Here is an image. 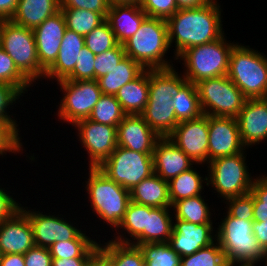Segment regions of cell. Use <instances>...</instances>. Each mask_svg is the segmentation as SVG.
Wrapping results in <instances>:
<instances>
[{
    "instance_id": "obj_18",
    "label": "cell",
    "mask_w": 267,
    "mask_h": 266,
    "mask_svg": "<svg viewBox=\"0 0 267 266\" xmlns=\"http://www.w3.org/2000/svg\"><path fill=\"white\" fill-rule=\"evenodd\" d=\"M236 120L247 150L267 141V98L247 99Z\"/></svg>"
},
{
    "instance_id": "obj_34",
    "label": "cell",
    "mask_w": 267,
    "mask_h": 266,
    "mask_svg": "<svg viewBox=\"0 0 267 266\" xmlns=\"http://www.w3.org/2000/svg\"><path fill=\"white\" fill-rule=\"evenodd\" d=\"M172 98L178 122L196 119L203 114L196 84L188 81Z\"/></svg>"
},
{
    "instance_id": "obj_42",
    "label": "cell",
    "mask_w": 267,
    "mask_h": 266,
    "mask_svg": "<svg viewBox=\"0 0 267 266\" xmlns=\"http://www.w3.org/2000/svg\"><path fill=\"white\" fill-rule=\"evenodd\" d=\"M22 96L25 97V95H23L15 86L0 83V121L9 122L19 133L21 131L19 123L16 121L17 118H15L16 114H13V112H10L9 110L14 109V104L16 106V103L22 101Z\"/></svg>"
},
{
    "instance_id": "obj_32",
    "label": "cell",
    "mask_w": 267,
    "mask_h": 266,
    "mask_svg": "<svg viewBox=\"0 0 267 266\" xmlns=\"http://www.w3.org/2000/svg\"><path fill=\"white\" fill-rule=\"evenodd\" d=\"M204 198L205 196L201 194L175 202L172 205L173 219H181L195 224H214L217 219H212V215L215 213L211 212H215V209L213 210L211 205L206 203L208 199Z\"/></svg>"
},
{
    "instance_id": "obj_29",
    "label": "cell",
    "mask_w": 267,
    "mask_h": 266,
    "mask_svg": "<svg viewBox=\"0 0 267 266\" xmlns=\"http://www.w3.org/2000/svg\"><path fill=\"white\" fill-rule=\"evenodd\" d=\"M147 214H150V206L131 201L121 224L113 233L114 238L112 237L111 240L123 244H132L144 230H147Z\"/></svg>"
},
{
    "instance_id": "obj_58",
    "label": "cell",
    "mask_w": 267,
    "mask_h": 266,
    "mask_svg": "<svg viewBox=\"0 0 267 266\" xmlns=\"http://www.w3.org/2000/svg\"><path fill=\"white\" fill-rule=\"evenodd\" d=\"M111 5H138L140 6L141 0H108Z\"/></svg>"
},
{
    "instance_id": "obj_53",
    "label": "cell",
    "mask_w": 267,
    "mask_h": 266,
    "mask_svg": "<svg viewBox=\"0 0 267 266\" xmlns=\"http://www.w3.org/2000/svg\"><path fill=\"white\" fill-rule=\"evenodd\" d=\"M19 0H0V20H10Z\"/></svg>"
},
{
    "instance_id": "obj_13",
    "label": "cell",
    "mask_w": 267,
    "mask_h": 266,
    "mask_svg": "<svg viewBox=\"0 0 267 266\" xmlns=\"http://www.w3.org/2000/svg\"><path fill=\"white\" fill-rule=\"evenodd\" d=\"M81 148L84 147L87 167H99L117 148V126L104 125L88 118L77 121L74 125Z\"/></svg>"
},
{
    "instance_id": "obj_1",
    "label": "cell",
    "mask_w": 267,
    "mask_h": 266,
    "mask_svg": "<svg viewBox=\"0 0 267 266\" xmlns=\"http://www.w3.org/2000/svg\"><path fill=\"white\" fill-rule=\"evenodd\" d=\"M218 1L212 0L200 7L178 9L166 19L169 44L171 51L174 50L173 60L177 61L186 49L216 41L225 34L221 15L223 9Z\"/></svg>"
},
{
    "instance_id": "obj_4",
    "label": "cell",
    "mask_w": 267,
    "mask_h": 266,
    "mask_svg": "<svg viewBox=\"0 0 267 266\" xmlns=\"http://www.w3.org/2000/svg\"><path fill=\"white\" fill-rule=\"evenodd\" d=\"M88 178L85 180V192L92 213L98 219L107 223L112 232L121 224L125 212L131 202L130 190L115 183L98 167H89ZM114 229V230H113Z\"/></svg>"
},
{
    "instance_id": "obj_60",
    "label": "cell",
    "mask_w": 267,
    "mask_h": 266,
    "mask_svg": "<svg viewBox=\"0 0 267 266\" xmlns=\"http://www.w3.org/2000/svg\"><path fill=\"white\" fill-rule=\"evenodd\" d=\"M262 262L265 264L264 266H267V250L265 251L264 259Z\"/></svg>"
},
{
    "instance_id": "obj_7",
    "label": "cell",
    "mask_w": 267,
    "mask_h": 266,
    "mask_svg": "<svg viewBox=\"0 0 267 266\" xmlns=\"http://www.w3.org/2000/svg\"><path fill=\"white\" fill-rule=\"evenodd\" d=\"M227 77L247 99L267 98V55L238 42L230 54Z\"/></svg>"
},
{
    "instance_id": "obj_59",
    "label": "cell",
    "mask_w": 267,
    "mask_h": 266,
    "mask_svg": "<svg viewBox=\"0 0 267 266\" xmlns=\"http://www.w3.org/2000/svg\"><path fill=\"white\" fill-rule=\"evenodd\" d=\"M85 266H95V250L92 252L91 258Z\"/></svg>"
},
{
    "instance_id": "obj_57",
    "label": "cell",
    "mask_w": 267,
    "mask_h": 266,
    "mask_svg": "<svg viewBox=\"0 0 267 266\" xmlns=\"http://www.w3.org/2000/svg\"><path fill=\"white\" fill-rule=\"evenodd\" d=\"M212 0H176L179 9L203 6Z\"/></svg>"
},
{
    "instance_id": "obj_15",
    "label": "cell",
    "mask_w": 267,
    "mask_h": 266,
    "mask_svg": "<svg viewBox=\"0 0 267 266\" xmlns=\"http://www.w3.org/2000/svg\"><path fill=\"white\" fill-rule=\"evenodd\" d=\"M167 137L195 164H208V115L179 122Z\"/></svg>"
},
{
    "instance_id": "obj_24",
    "label": "cell",
    "mask_w": 267,
    "mask_h": 266,
    "mask_svg": "<svg viewBox=\"0 0 267 266\" xmlns=\"http://www.w3.org/2000/svg\"><path fill=\"white\" fill-rule=\"evenodd\" d=\"M148 16L138 5H111L106 21L119 44L133 36Z\"/></svg>"
},
{
    "instance_id": "obj_8",
    "label": "cell",
    "mask_w": 267,
    "mask_h": 266,
    "mask_svg": "<svg viewBox=\"0 0 267 266\" xmlns=\"http://www.w3.org/2000/svg\"><path fill=\"white\" fill-rule=\"evenodd\" d=\"M246 149L242 153L218 157L207 166V187L211 186L213 193L219 199L225 200L249 193L254 181V175L249 173ZM247 160V161H246Z\"/></svg>"
},
{
    "instance_id": "obj_54",
    "label": "cell",
    "mask_w": 267,
    "mask_h": 266,
    "mask_svg": "<svg viewBox=\"0 0 267 266\" xmlns=\"http://www.w3.org/2000/svg\"><path fill=\"white\" fill-rule=\"evenodd\" d=\"M91 257L52 258V266H85Z\"/></svg>"
},
{
    "instance_id": "obj_46",
    "label": "cell",
    "mask_w": 267,
    "mask_h": 266,
    "mask_svg": "<svg viewBox=\"0 0 267 266\" xmlns=\"http://www.w3.org/2000/svg\"><path fill=\"white\" fill-rule=\"evenodd\" d=\"M224 208L232 217L254 221L253 217V193L250 191L244 195L236 196L225 200Z\"/></svg>"
},
{
    "instance_id": "obj_55",
    "label": "cell",
    "mask_w": 267,
    "mask_h": 266,
    "mask_svg": "<svg viewBox=\"0 0 267 266\" xmlns=\"http://www.w3.org/2000/svg\"><path fill=\"white\" fill-rule=\"evenodd\" d=\"M95 266H115V260L100 245L95 249Z\"/></svg>"
},
{
    "instance_id": "obj_49",
    "label": "cell",
    "mask_w": 267,
    "mask_h": 266,
    "mask_svg": "<svg viewBox=\"0 0 267 266\" xmlns=\"http://www.w3.org/2000/svg\"><path fill=\"white\" fill-rule=\"evenodd\" d=\"M110 4L108 0H60V8H78L100 13L105 19Z\"/></svg>"
},
{
    "instance_id": "obj_16",
    "label": "cell",
    "mask_w": 267,
    "mask_h": 266,
    "mask_svg": "<svg viewBox=\"0 0 267 266\" xmlns=\"http://www.w3.org/2000/svg\"><path fill=\"white\" fill-rule=\"evenodd\" d=\"M208 129V162L242 153L246 149L240 138L236 118L208 115Z\"/></svg>"
},
{
    "instance_id": "obj_2",
    "label": "cell",
    "mask_w": 267,
    "mask_h": 266,
    "mask_svg": "<svg viewBox=\"0 0 267 266\" xmlns=\"http://www.w3.org/2000/svg\"><path fill=\"white\" fill-rule=\"evenodd\" d=\"M175 67L149 69L148 102L141 116L160 137H167L179 123L172 97L188 82Z\"/></svg>"
},
{
    "instance_id": "obj_45",
    "label": "cell",
    "mask_w": 267,
    "mask_h": 266,
    "mask_svg": "<svg viewBox=\"0 0 267 266\" xmlns=\"http://www.w3.org/2000/svg\"><path fill=\"white\" fill-rule=\"evenodd\" d=\"M21 137L9 122L0 121V157L4 158L7 153L23 155L25 148H23L24 142L22 143Z\"/></svg>"
},
{
    "instance_id": "obj_28",
    "label": "cell",
    "mask_w": 267,
    "mask_h": 266,
    "mask_svg": "<svg viewBox=\"0 0 267 266\" xmlns=\"http://www.w3.org/2000/svg\"><path fill=\"white\" fill-rule=\"evenodd\" d=\"M149 69L139 77L122 86L116 96L126 115H141L148 102Z\"/></svg>"
},
{
    "instance_id": "obj_37",
    "label": "cell",
    "mask_w": 267,
    "mask_h": 266,
    "mask_svg": "<svg viewBox=\"0 0 267 266\" xmlns=\"http://www.w3.org/2000/svg\"><path fill=\"white\" fill-rule=\"evenodd\" d=\"M98 241H100V246L115 260V266H145L143 254L138 246L110 239L105 242L98 238Z\"/></svg>"
},
{
    "instance_id": "obj_23",
    "label": "cell",
    "mask_w": 267,
    "mask_h": 266,
    "mask_svg": "<svg viewBox=\"0 0 267 266\" xmlns=\"http://www.w3.org/2000/svg\"><path fill=\"white\" fill-rule=\"evenodd\" d=\"M85 47L84 36L69 29L65 30L61 46L54 63L45 71L44 79L55 82L65 79L75 67L80 51Z\"/></svg>"
},
{
    "instance_id": "obj_22",
    "label": "cell",
    "mask_w": 267,
    "mask_h": 266,
    "mask_svg": "<svg viewBox=\"0 0 267 266\" xmlns=\"http://www.w3.org/2000/svg\"><path fill=\"white\" fill-rule=\"evenodd\" d=\"M154 173L163 180L169 182L180 173L196 167L206 166L195 164L179 147H177L168 137H161L155 145L153 151ZM198 165V166H197Z\"/></svg>"
},
{
    "instance_id": "obj_10",
    "label": "cell",
    "mask_w": 267,
    "mask_h": 266,
    "mask_svg": "<svg viewBox=\"0 0 267 266\" xmlns=\"http://www.w3.org/2000/svg\"><path fill=\"white\" fill-rule=\"evenodd\" d=\"M196 87L202 112L206 115L236 118L247 100L227 75L203 79Z\"/></svg>"
},
{
    "instance_id": "obj_31",
    "label": "cell",
    "mask_w": 267,
    "mask_h": 266,
    "mask_svg": "<svg viewBox=\"0 0 267 266\" xmlns=\"http://www.w3.org/2000/svg\"><path fill=\"white\" fill-rule=\"evenodd\" d=\"M194 167L195 166L180 173L168 182L171 205L179 200L204 194V185H208L207 176L205 174L204 177V174L200 173L197 168ZM201 174H203V177Z\"/></svg>"
},
{
    "instance_id": "obj_17",
    "label": "cell",
    "mask_w": 267,
    "mask_h": 266,
    "mask_svg": "<svg viewBox=\"0 0 267 266\" xmlns=\"http://www.w3.org/2000/svg\"><path fill=\"white\" fill-rule=\"evenodd\" d=\"M169 245L180 256H189L216 241L214 224H195L181 219H173Z\"/></svg>"
},
{
    "instance_id": "obj_40",
    "label": "cell",
    "mask_w": 267,
    "mask_h": 266,
    "mask_svg": "<svg viewBox=\"0 0 267 266\" xmlns=\"http://www.w3.org/2000/svg\"><path fill=\"white\" fill-rule=\"evenodd\" d=\"M0 83L15 86L23 95L34 86L15 66L13 59L0 47Z\"/></svg>"
},
{
    "instance_id": "obj_9",
    "label": "cell",
    "mask_w": 267,
    "mask_h": 266,
    "mask_svg": "<svg viewBox=\"0 0 267 266\" xmlns=\"http://www.w3.org/2000/svg\"><path fill=\"white\" fill-rule=\"evenodd\" d=\"M0 47L9 54L17 69L34 86L40 79L44 80L46 70L38 60L33 29L11 20H0Z\"/></svg>"
},
{
    "instance_id": "obj_6",
    "label": "cell",
    "mask_w": 267,
    "mask_h": 266,
    "mask_svg": "<svg viewBox=\"0 0 267 266\" xmlns=\"http://www.w3.org/2000/svg\"><path fill=\"white\" fill-rule=\"evenodd\" d=\"M226 35L216 41L186 49L177 58L176 62L183 65V71L180 72L189 82L196 84L203 79L227 75L230 54L238 42L228 41Z\"/></svg>"
},
{
    "instance_id": "obj_56",
    "label": "cell",
    "mask_w": 267,
    "mask_h": 266,
    "mask_svg": "<svg viewBox=\"0 0 267 266\" xmlns=\"http://www.w3.org/2000/svg\"><path fill=\"white\" fill-rule=\"evenodd\" d=\"M0 266H25L23 254H2Z\"/></svg>"
},
{
    "instance_id": "obj_52",
    "label": "cell",
    "mask_w": 267,
    "mask_h": 266,
    "mask_svg": "<svg viewBox=\"0 0 267 266\" xmlns=\"http://www.w3.org/2000/svg\"><path fill=\"white\" fill-rule=\"evenodd\" d=\"M253 234L264 251L267 250V223L253 221Z\"/></svg>"
},
{
    "instance_id": "obj_12",
    "label": "cell",
    "mask_w": 267,
    "mask_h": 266,
    "mask_svg": "<svg viewBox=\"0 0 267 266\" xmlns=\"http://www.w3.org/2000/svg\"><path fill=\"white\" fill-rule=\"evenodd\" d=\"M152 154L135 152L117 146L98 168L115 183L131 190L143 179L154 174Z\"/></svg>"
},
{
    "instance_id": "obj_11",
    "label": "cell",
    "mask_w": 267,
    "mask_h": 266,
    "mask_svg": "<svg viewBox=\"0 0 267 266\" xmlns=\"http://www.w3.org/2000/svg\"><path fill=\"white\" fill-rule=\"evenodd\" d=\"M57 86L60 87L63 97H60L59 106H56L57 114L54 112V115H57L58 121L62 124L71 126L81 119L88 118L103 94L97 80L63 79L57 81Z\"/></svg>"
},
{
    "instance_id": "obj_43",
    "label": "cell",
    "mask_w": 267,
    "mask_h": 266,
    "mask_svg": "<svg viewBox=\"0 0 267 266\" xmlns=\"http://www.w3.org/2000/svg\"><path fill=\"white\" fill-rule=\"evenodd\" d=\"M256 175L252 183L254 221L267 223V174Z\"/></svg>"
},
{
    "instance_id": "obj_33",
    "label": "cell",
    "mask_w": 267,
    "mask_h": 266,
    "mask_svg": "<svg viewBox=\"0 0 267 266\" xmlns=\"http://www.w3.org/2000/svg\"><path fill=\"white\" fill-rule=\"evenodd\" d=\"M86 232L83 230L72 240L55 242L49 247L52 258L91 257L92 252L100 245V241L92 239Z\"/></svg>"
},
{
    "instance_id": "obj_30",
    "label": "cell",
    "mask_w": 267,
    "mask_h": 266,
    "mask_svg": "<svg viewBox=\"0 0 267 266\" xmlns=\"http://www.w3.org/2000/svg\"><path fill=\"white\" fill-rule=\"evenodd\" d=\"M145 70L140 63L125 56L117 67L98 78L97 82L103 94L115 96L122 86L139 77Z\"/></svg>"
},
{
    "instance_id": "obj_47",
    "label": "cell",
    "mask_w": 267,
    "mask_h": 266,
    "mask_svg": "<svg viewBox=\"0 0 267 266\" xmlns=\"http://www.w3.org/2000/svg\"><path fill=\"white\" fill-rule=\"evenodd\" d=\"M95 56L86 46L83 47L74 70L65 79L72 81L94 80Z\"/></svg>"
},
{
    "instance_id": "obj_27",
    "label": "cell",
    "mask_w": 267,
    "mask_h": 266,
    "mask_svg": "<svg viewBox=\"0 0 267 266\" xmlns=\"http://www.w3.org/2000/svg\"><path fill=\"white\" fill-rule=\"evenodd\" d=\"M173 218L172 207L150 206V214H147V230H144L132 245L169 242Z\"/></svg>"
},
{
    "instance_id": "obj_36",
    "label": "cell",
    "mask_w": 267,
    "mask_h": 266,
    "mask_svg": "<svg viewBox=\"0 0 267 266\" xmlns=\"http://www.w3.org/2000/svg\"><path fill=\"white\" fill-rule=\"evenodd\" d=\"M125 116L116 96L102 94L88 119L104 125L118 126Z\"/></svg>"
},
{
    "instance_id": "obj_20",
    "label": "cell",
    "mask_w": 267,
    "mask_h": 266,
    "mask_svg": "<svg viewBox=\"0 0 267 266\" xmlns=\"http://www.w3.org/2000/svg\"><path fill=\"white\" fill-rule=\"evenodd\" d=\"M160 138L141 115H126L117 126V146L135 152L153 153Z\"/></svg>"
},
{
    "instance_id": "obj_3",
    "label": "cell",
    "mask_w": 267,
    "mask_h": 266,
    "mask_svg": "<svg viewBox=\"0 0 267 266\" xmlns=\"http://www.w3.org/2000/svg\"><path fill=\"white\" fill-rule=\"evenodd\" d=\"M216 225V241L228 266H256L265 251L253 234V221L232 217L227 211Z\"/></svg>"
},
{
    "instance_id": "obj_14",
    "label": "cell",
    "mask_w": 267,
    "mask_h": 266,
    "mask_svg": "<svg viewBox=\"0 0 267 266\" xmlns=\"http://www.w3.org/2000/svg\"><path fill=\"white\" fill-rule=\"evenodd\" d=\"M20 210L31 223L35 246L49 248L55 242L75 239L83 230L82 225L79 228L77 222L67 220L65 215L54 214L56 212L44 214L40 209L36 211V208L30 209L22 204Z\"/></svg>"
},
{
    "instance_id": "obj_41",
    "label": "cell",
    "mask_w": 267,
    "mask_h": 266,
    "mask_svg": "<svg viewBox=\"0 0 267 266\" xmlns=\"http://www.w3.org/2000/svg\"><path fill=\"white\" fill-rule=\"evenodd\" d=\"M85 46L95 55L116 47L119 43L109 23L105 20L84 36Z\"/></svg>"
},
{
    "instance_id": "obj_48",
    "label": "cell",
    "mask_w": 267,
    "mask_h": 266,
    "mask_svg": "<svg viewBox=\"0 0 267 266\" xmlns=\"http://www.w3.org/2000/svg\"><path fill=\"white\" fill-rule=\"evenodd\" d=\"M140 7L148 17L167 19L179 8L176 0H141Z\"/></svg>"
},
{
    "instance_id": "obj_51",
    "label": "cell",
    "mask_w": 267,
    "mask_h": 266,
    "mask_svg": "<svg viewBox=\"0 0 267 266\" xmlns=\"http://www.w3.org/2000/svg\"><path fill=\"white\" fill-rule=\"evenodd\" d=\"M25 266H52L49 248L33 246L24 254Z\"/></svg>"
},
{
    "instance_id": "obj_26",
    "label": "cell",
    "mask_w": 267,
    "mask_h": 266,
    "mask_svg": "<svg viewBox=\"0 0 267 266\" xmlns=\"http://www.w3.org/2000/svg\"><path fill=\"white\" fill-rule=\"evenodd\" d=\"M131 201L151 207H172L169 199L168 182L156 173L143 179L130 190Z\"/></svg>"
},
{
    "instance_id": "obj_44",
    "label": "cell",
    "mask_w": 267,
    "mask_h": 266,
    "mask_svg": "<svg viewBox=\"0 0 267 266\" xmlns=\"http://www.w3.org/2000/svg\"><path fill=\"white\" fill-rule=\"evenodd\" d=\"M126 56L123 44L95 56L94 80L110 73Z\"/></svg>"
},
{
    "instance_id": "obj_39",
    "label": "cell",
    "mask_w": 267,
    "mask_h": 266,
    "mask_svg": "<svg viewBox=\"0 0 267 266\" xmlns=\"http://www.w3.org/2000/svg\"><path fill=\"white\" fill-rule=\"evenodd\" d=\"M180 266H228V264L225 261L223 250L215 241L189 256L181 257Z\"/></svg>"
},
{
    "instance_id": "obj_5",
    "label": "cell",
    "mask_w": 267,
    "mask_h": 266,
    "mask_svg": "<svg viewBox=\"0 0 267 266\" xmlns=\"http://www.w3.org/2000/svg\"><path fill=\"white\" fill-rule=\"evenodd\" d=\"M126 56L145 69L174 67L175 60L168 59L170 51L166 19L147 17L138 31L123 43Z\"/></svg>"
},
{
    "instance_id": "obj_25",
    "label": "cell",
    "mask_w": 267,
    "mask_h": 266,
    "mask_svg": "<svg viewBox=\"0 0 267 266\" xmlns=\"http://www.w3.org/2000/svg\"><path fill=\"white\" fill-rule=\"evenodd\" d=\"M60 10V0H19L12 18L14 23L34 29Z\"/></svg>"
},
{
    "instance_id": "obj_19",
    "label": "cell",
    "mask_w": 267,
    "mask_h": 266,
    "mask_svg": "<svg viewBox=\"0 0 267 266\" xmlns=\"http://www.w3.org/2000/svg\"><path fill=\"white\" fill-rule=\"evenodd\" d=\"M66 27L61 9L33 29L40 65L47 70L57 59Z\"/></svg>"
},
{
    "instance_id": "obj_21",
    "label": "cell",
    "mask_w": 267,
    "mask_h": 266,
    "mask_svg": "<svg viewBox=\"0 0 267 266\" xmlns=\"http://www.w3.org/2000/svg\"><path fill=\"white\" fill-rule=\"evenodd\" d=\"M35 246L33 229L28 217L18 210L10 219L0 223V252L25 254Z\"/></svg>"
},
{
    "instance_id": "obj_50",
    "label": "cell",
    "mask_w": 267,
    "mask_h": 266,
    "mask_svg": "<svg viewBox=\"0 0 267 266\" xmlns=\"http://www.w3.org/2000/svg\"><path fill=\"white\" fill-rule=\"evenodd\" d=\"M8 189V187L6 188L0 185V223L10 219L18 210H20L21 206V203L16 200L17 198H13V194L15 193L7 191Z\"/></svg>"
},
{
    "instance_id": "obj_38",
    "label": "cell",
    "mask_w": 267,
    "mask_h": 266,
    "mask_svg": "<svg viewBox=\"0 0 267 266\" xmlns=\"http://www.w3.org/2000/svg\"><path fill=\"white\" fill-rule=\"evenodd\" d=\"M140 248L145 266H180L181 257L165 243H144Z\"/></svg>"
},
{
    "instance_id": "obj_35",
    "label": "cell",
    "mask_w": 267,
    "mask_h": 266,
    "mask_svg": "<svg viewBox=\"0 0 267 266\" xmlns=\"http://www.w3.org/2000/svg\"><path fill=\"white\" fill-rule=\"evenodd\" d=\"M66 21L67 29L83 36L89 34L106 19L98 12L78 8H60Z\"/></svg>"
}]
</instances>
